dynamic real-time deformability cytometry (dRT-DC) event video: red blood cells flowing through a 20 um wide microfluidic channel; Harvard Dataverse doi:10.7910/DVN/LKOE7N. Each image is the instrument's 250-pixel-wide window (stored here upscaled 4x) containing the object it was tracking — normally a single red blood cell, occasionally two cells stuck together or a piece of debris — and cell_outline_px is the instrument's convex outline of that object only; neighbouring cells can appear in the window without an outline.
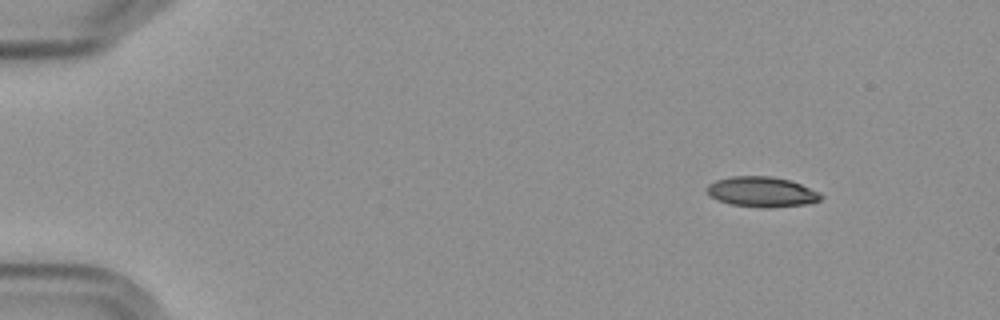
{"species": "Egyptian fruit bat (a non-hibernating species)", "species_latin": "Rousettus aegyptiacus", "temperature_condition": "cold", "stored_images_in_passage": 4, "camera_frame_rate_fps": 3000, "um_per_image_px": 0.085, "frame": {"image": 1, "passage_image": 1, "time_ms": 0.0, "image_size_px": [1000, 320], "cell_outline_px": [[824, 196], [820, 200], [812, 204], [772, 208], [760, 208], [728, 204], [716, 200], [704, 188], [708, 184], [716, 180], [732, 176], [772, 176], [788, 180], [800, 184], [820, 192]], "centroid_in_image_um": [64.77, 16.33], "position_along_channel_um": 20.2, "area_um2": 20.46}}
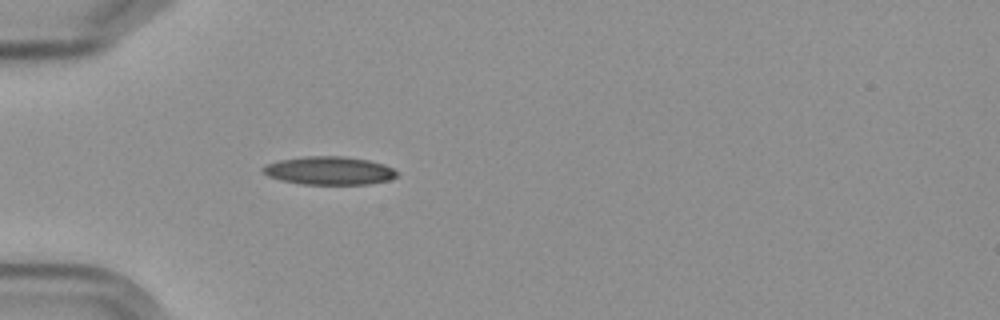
{"frame": {"image": 2, "passage_image": 4, "time_ms": 3.667, "image_size_px": [1000, 320], "cell_outline_px": [[400, 176], [388, 180], [368, 184], [300, 184], [280, 180], [268, 176], [260, 168], [268, 164], [280, 160], [304, 156], [344, 156], [368, 160], [384, 164], [400, 172]], "centroid_in_image_um": [28.02, 14.5], "position_along_channel_um": 57.0, "area_um2": 22.14}}